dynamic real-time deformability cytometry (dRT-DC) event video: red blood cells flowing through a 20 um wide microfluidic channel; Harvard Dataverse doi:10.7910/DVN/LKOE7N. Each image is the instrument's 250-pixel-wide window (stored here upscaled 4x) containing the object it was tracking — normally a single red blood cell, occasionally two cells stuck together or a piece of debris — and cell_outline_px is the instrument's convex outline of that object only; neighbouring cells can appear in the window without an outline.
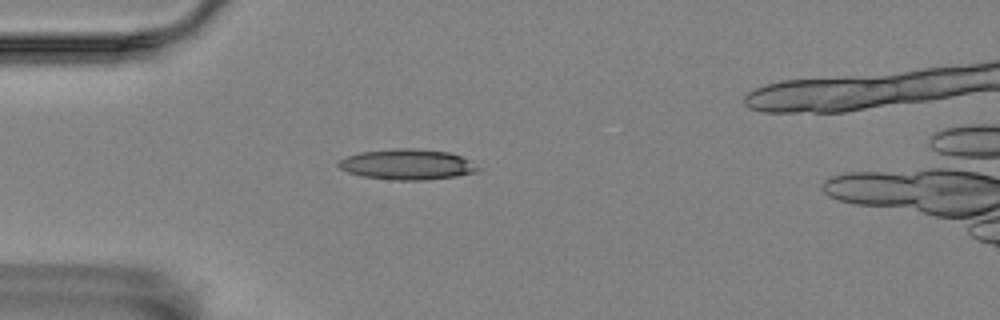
{"species": "Egyptian fruit bat (a non-hibernating species)", "species_latin": "Rousettus aegyptiacus", "temperature_condition": "room temperature", "stored_images_in_passage": 40, "camera_frame_rate_fps": 3000, "um_per_image_px": 0.085, "animal": {"sex": "female"}, "frame": {"image": 1, "passage_image": 2, "time_ms": 0.333, "image_size_px": [1000, 320], "cell_outline_px": [[480, 168], [476, 172], [456, 176], [424, 180], [396, 180], [360, 176], [348, 172], [340, 168], [336, 164], [340, 160], [348, 156], [360, 152], [400, 148], [412, 148], [448, 152], [472, 160]], "centroid_in_image_um": [34.63, 13.98], "position_along_channel_um": 50.4, "area_um2": 24.74}}
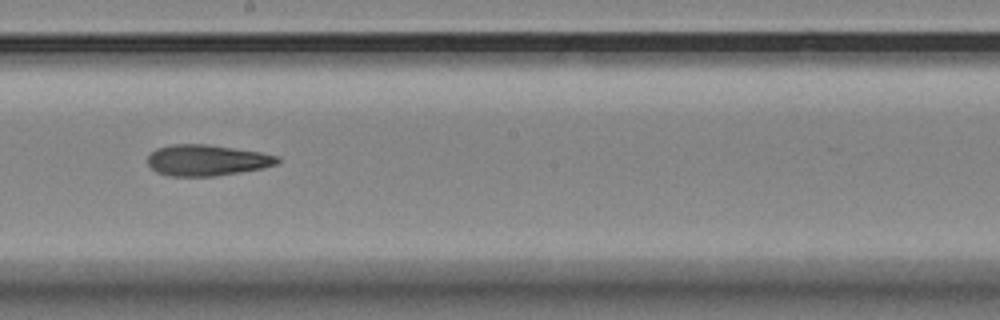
{"frame": {"image": 2, "passage_image": 18, "time_ms": 5.667, "image_size_px": [1000, 320], "cell_outline_px": [[280, 160], [276, 164], [264, 168], [216, 176], [168, 176], [156, 172], [148, 164], [148, 156], [156, 148], [172, 144], [208, 144], [260, 152], [280, 156]], "centroid_in_image_um": [17.59, 13.62], "position_along_channel_um": 230.6, "area_um2": 23.58}}
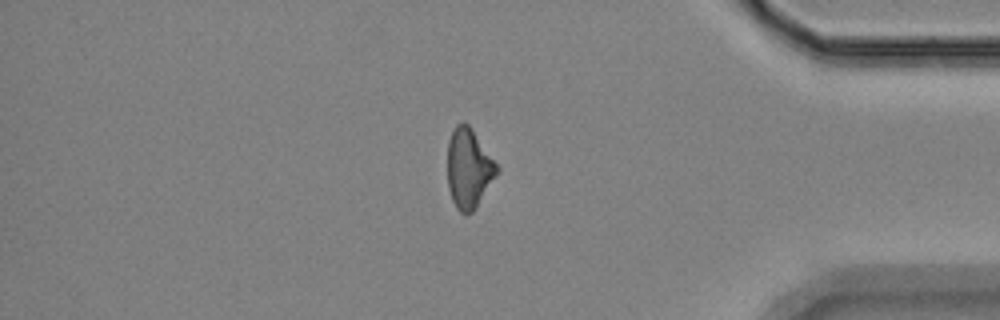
{"frame": {"image": 3, "passage_image": 34, "time_ms": 11.0, "image_size_px": [1000, 320], "cell_outline_px": [[500, 172], [476, 208], [472, 212], [464, 216], [456, 208], [452, 200], [448, 188], [448, 140], [456, 124], [468, 124], [472, 128], [500, 168]], "centroid_in_image_um": [39.87, 14.36], "position_along_channel_um": 395.3, "area_um2": 23.18}, "authors_computed_cell_mechanics": {"area_um2": 23.6402, "velocity_mm_per_s": 3.5785, "shape_relaxation_time_tau1_ms": 8.6871, "shape_relaxation_time_tau2_ms": null, "deformation_change_tau1": 0.176, "deformation_change_tau2": null}}